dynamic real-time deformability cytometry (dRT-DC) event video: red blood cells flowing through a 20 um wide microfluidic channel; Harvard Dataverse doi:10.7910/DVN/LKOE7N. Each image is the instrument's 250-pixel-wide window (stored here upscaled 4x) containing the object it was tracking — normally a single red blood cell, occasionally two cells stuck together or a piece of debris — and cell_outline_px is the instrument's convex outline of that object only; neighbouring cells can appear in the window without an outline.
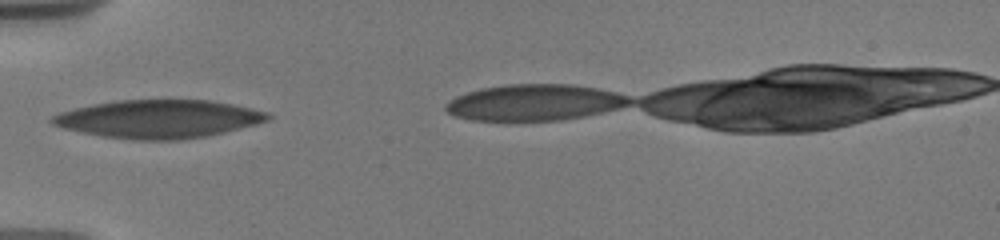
{"species": "human", "species_latin": "Homo sapiens", "temperature_condition": "warm", "stored_images_in_passage": 32, "camera_frame_rate_fps": 3000, "um_per_image_px": 0.085, "donor": {"sex": "male"}, "frame": {"image": 1, "passage_image": 1, "time_ms": 0.0, "image_size_px": [1000, 240], "cell_outline_px": [[272, 116], [268, 120], [256, 124], [208, 136], [180, 140], [132, 140], [100, 136], [64, 128], [52, 124], [48, 120], [52, 116], [60, 112], [92, 104], [116, 100], [212, 100], [272, 112]], "centroid_in_image_um": [13.5, 10.11], "position_along_channel_um": 71.5, "area_um2": 48.26}}
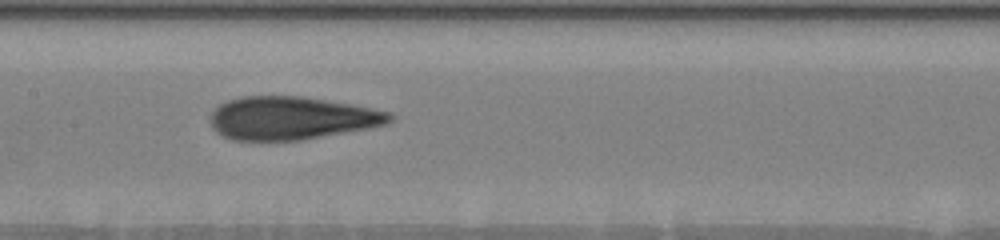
{"frame": {"image": 2, "passage_image": 11, "time_ms": 3.0, "image_size_px": [1000, 240], "cell_outline_px": [[392, 120], [388, 124], [368, 128], [300, 140], [232, 140], [216, 132], [212, 128], [212, 112], [220, 104], [228, 100], [240, 96], [300, 96], [352, 104], [392, 112]], "centroid_in_image_um": [24.79, 10.03], "position_along_channel_um": 182.6, "area_um2": 44.8}}
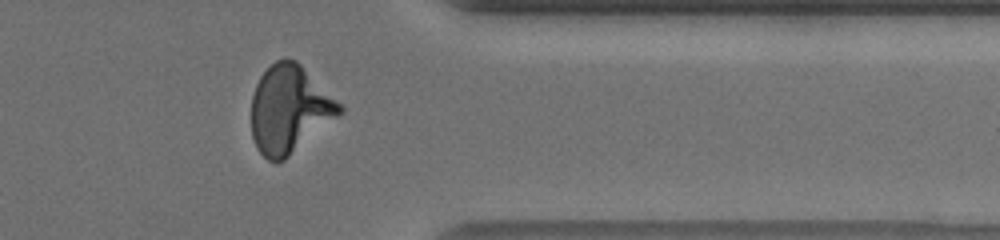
{"frame": {"image": 3, "passage_image": 28, "time_ms": 8.667, "image_size_px": [1000, 240], "cell_outline_px": [[344, 112], [284, 160], [276, 164], [268, 160], [256, 148], [252, 136], [252, 96], [256, 84], [260, 76], [276, 60], [288, 56], [296, 60], [344, 108]], "centroid_in_image_um": [24.58, 9.3], "position_along_channel_um": 386.8, "area_um2": 44.85}, "authors_computed_cell_mechanics": {"area_um2": 45.0262, "velocity_mm_per_s": 3.7288, "shape_relaxation_time_tau1_ms": 8.173, "shape_relaxation_time_tau2_ms": 1.4349, "deformation_change_tau1": 0.2592, "deformation_change_tau2": 0.0982}}